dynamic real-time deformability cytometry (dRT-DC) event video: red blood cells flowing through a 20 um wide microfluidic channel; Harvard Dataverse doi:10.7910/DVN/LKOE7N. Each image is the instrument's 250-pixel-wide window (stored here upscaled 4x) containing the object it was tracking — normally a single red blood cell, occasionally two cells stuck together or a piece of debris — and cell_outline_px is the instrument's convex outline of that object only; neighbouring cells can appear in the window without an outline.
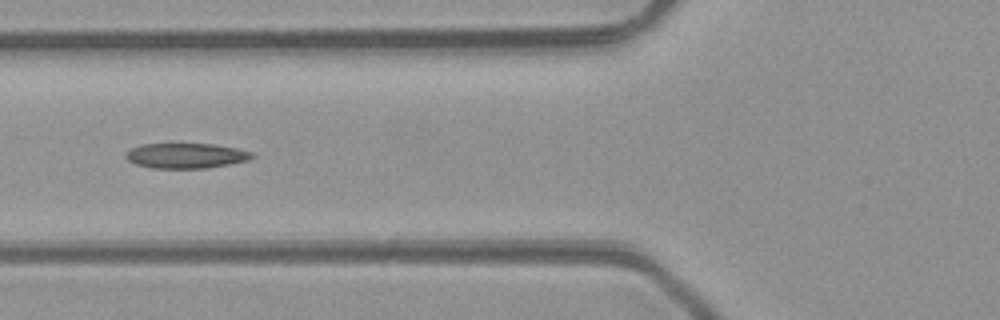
{"species": "common noctule bat (a hibernating species)", "species_latin": "Nyctalus noctula", "temperature_condition": "room temperature", "stored_images_in_passage": 6, "camera_frame_rate_fps": 3000, "um_per_image_px": 0.085, "animal": {"sex": "male", "body_mass_g": 23.1, "forearm_length_mm": 52.7}, "frame": {"image": 1, "passage_image": 6, "time_ms": 5.667, "image_size_px": [1000, 320], "cell_outline_px": [[256, 156], [248, 160], [208, 168], [152, 168], [136, 164], [128, 160], [124, 156], [132, 148], [144, 144], [212, 144], [236, 148], [252, 152]], "centroid_in_image_um": [15.83, 13.24], "position_along_channel_um": 110.0, "area_um2": 18.32}}